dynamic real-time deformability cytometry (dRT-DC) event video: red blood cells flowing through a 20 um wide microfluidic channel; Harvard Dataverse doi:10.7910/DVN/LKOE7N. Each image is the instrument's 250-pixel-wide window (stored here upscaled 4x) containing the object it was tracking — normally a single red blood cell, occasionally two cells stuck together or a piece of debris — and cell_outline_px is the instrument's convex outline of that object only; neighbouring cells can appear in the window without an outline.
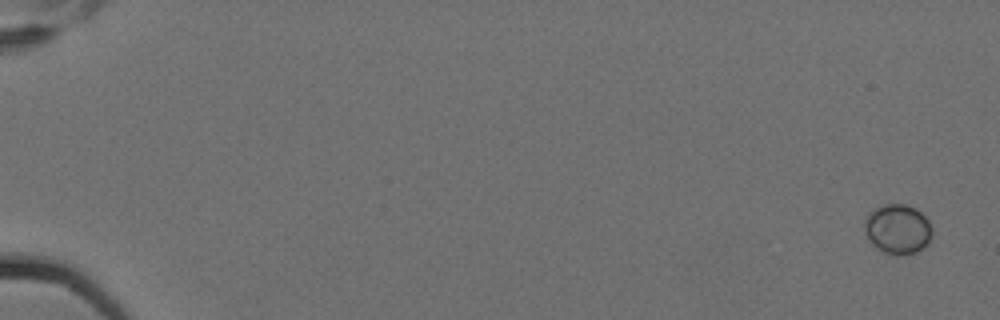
{"species": "Egyptian fruit bat (a non-hibernating species)", "species_latin": "Rousettus aegyptiacus", "temperature_condition": "cold", "stored_images_in_passage": 7, "segment_of_instrument_passage": [2, 2], "camera_frame_rate_fps": 3000, "um_per_image_px": 0.085, "animal": {"sex": "female"}, "frame": {"image": 1, "passage_image": 7, "time_ms": 2.0, "image_size_px": [1000, 320], "cell_outline_px": [[932, 232], [928, 240], [916, 252], [904, 256], [896, 256], [880, 252], [868, 240], [864, 232], [864, 224], [868, 216], [876, 208], [884, 204], [904, 204], [916, 208], [928, 220], [932, 228]], "centroid_in_image_um": [76.27, 19.5], "position_along_channel_um": 8.7, "area_um2": 19.59}}